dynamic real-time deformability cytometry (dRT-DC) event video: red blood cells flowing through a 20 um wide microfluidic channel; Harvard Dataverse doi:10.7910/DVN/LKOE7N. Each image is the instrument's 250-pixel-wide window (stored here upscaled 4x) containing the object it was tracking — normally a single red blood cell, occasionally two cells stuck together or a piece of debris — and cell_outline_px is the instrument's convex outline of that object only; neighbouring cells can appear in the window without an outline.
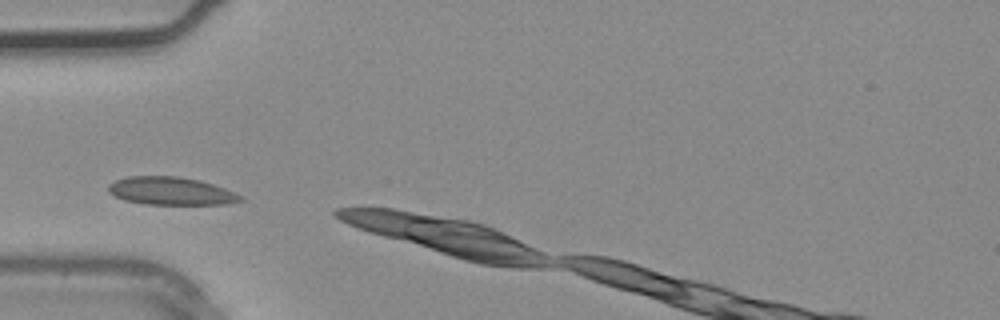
{"species": "common noctule bat (a hibernating species)", "species_latin": "Nyctalus noctula", "temperature_condition": "warm", "stored_images_in_passage": 2, "camera_frame_rate_fps": 3000, "um_per_image_px": 0.085, "animal": {"sex": "male", "body_mass_g": 20.4}, "frame": {"image": 1, "passage_image": 1, "time_ms": 0.0, "image_size_px": [1000, 320], "cell_outline_px": [[244, 200], [228, 204], [144, 204], [124, 200], [108, 192], [108, 184], [116, 180], [128, 176], [176, 176], [200, 180], [224, 188], [244, 196]], "centroid_in_image_um": [14.54, 16.24], "position_along_channel_um": 70.5, "area_um2": 21.5}}